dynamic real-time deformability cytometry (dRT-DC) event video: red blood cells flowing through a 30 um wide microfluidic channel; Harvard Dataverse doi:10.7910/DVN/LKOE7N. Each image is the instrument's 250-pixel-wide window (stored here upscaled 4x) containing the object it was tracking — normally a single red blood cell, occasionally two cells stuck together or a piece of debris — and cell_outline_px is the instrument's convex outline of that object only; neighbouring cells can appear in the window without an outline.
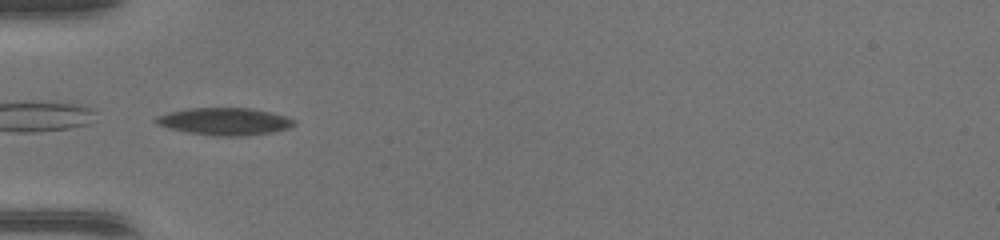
{"species": "common noctule bat (a hibernating species)", "species_latin": "Nyctalus noctula", "temperature_condition": "warm", "stored_images_in_passage": 33, "camera_frame_rate_fps": 3000, "um_per_image_px": 0.085, "animal": {"sex": "female", "body_mass_g": 17.0, "forearm_length_mm": 48.0}, "frame": {"image": 1, "passage_image": 1, "time_ms": 0.0, "image_size_px": [1000, 240], "cell_outline_px": [[296, 124], [288, 128], [272, 132], [244, 136], [216, 136], [188, 132], [168, 128], [156, 124], [152, 120], [156, 116], [168, 112], [188, 108], [252, 108], [272, 112], [288, 116], [296, 120]], "centroid_in_image_um": [19.1, 10.31], "position_along_channel_um": 65.9, "area_um2": 22.25}}
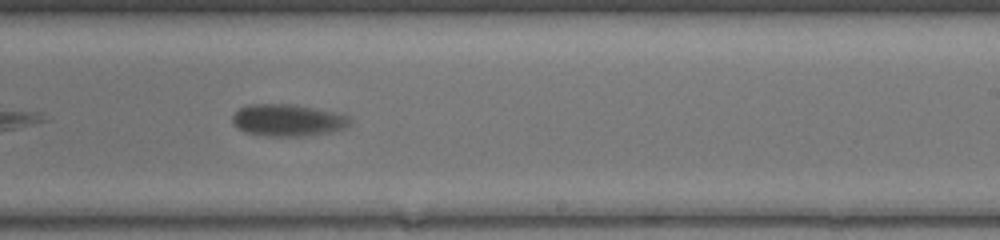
{"frame": {"image": 2, "passage_image": 15, "time_ms": 4.667, "image_size_px": [1000, 240], "cell_outline_px": [[352, 120], [344, 128], [328, 132], [304, 136], [268, 136], [244, 132], [236, 128], [232, 124], [232, 116], [240, 108], [248, 104], [296, 104], [332, 112], [348, 116]], "centroid_in_image_um": [24.4, 10.21], "position_along_channel_um": 264.6, "area_um2": 21.85}}
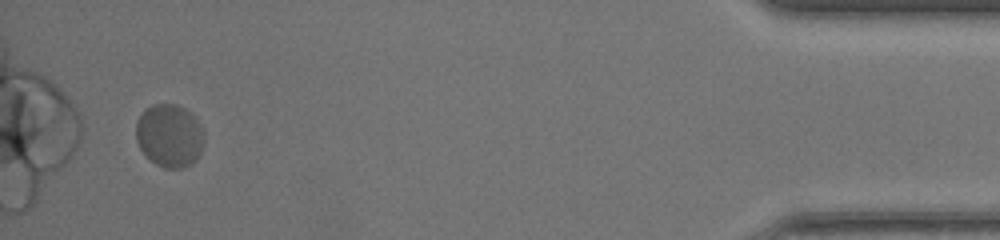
{"frame": {"image": 3, "passage_image": 31, "time_ms": 10.0, "image_size_px": [1000, 240], "cell_outline_px": [[204, 140], [200, 152], [196, 160], [192, 164], [180, 168], [164, 168], [156, 164], [140, 148], [136, 140], [136, 120], [140, 112], [144, 108], [152, 104], [176, 104], [184, 108], [200, 124], [204, 132]], "centroid_in_image_um": [14.39, 11.51], "position_along_channel_um": 420.8, "area_um2": 25.09}}